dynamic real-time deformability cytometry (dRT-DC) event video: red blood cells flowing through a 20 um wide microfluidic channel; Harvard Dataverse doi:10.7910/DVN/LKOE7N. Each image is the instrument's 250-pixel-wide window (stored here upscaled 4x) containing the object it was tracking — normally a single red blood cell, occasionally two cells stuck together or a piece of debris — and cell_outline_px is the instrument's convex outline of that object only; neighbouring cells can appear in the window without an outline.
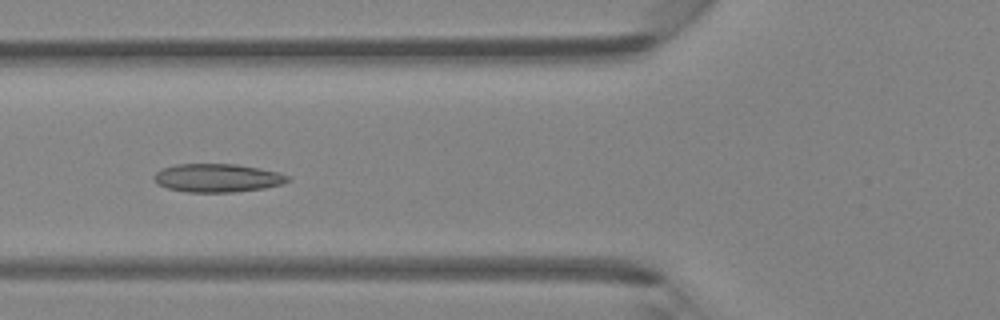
{"species": "Egyptian fruit bat (a non-hibernating species)", "species_latin": "Rousettus aegyptiacus", "temperature_condition": "room temperature", "stored_images_in_passage": 37, "camera_frame_rate_fps": 3000, "um_per_image_px": 0.085, "animal": {"sex": "female"}, "frame": {"image": 1, "passage_image": 9, "time_ms": 2.667, "image_size_px": [1000, 320], "cell_outline_px": [[292, 180], [284, 184], [264, 188], [236, 192], [188, 192], [168, 188], [156, 184], [152, 180], [152, 176], [160, 168], [176, 164], [236, 164], [260, 168], [280, 172], [288, 176]], "centroid_in_image_um": [18.47, 15.12], "position_along_channel_um": 107.3, "area_um2": 22.48}}
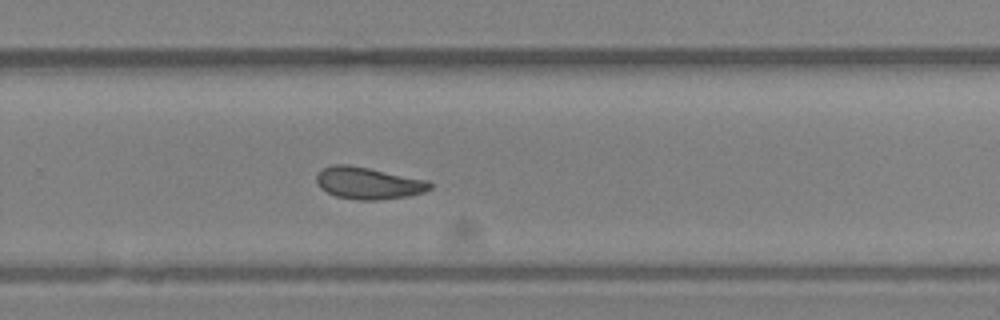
{"frame": {"image": 2, "passage_image": 22, "time_ms": 7.0, "image_size_px": [1000, 320], "cell_outline_px": [[432, 188], [424, 192], [408, 196], [380, 200], [360, 200], [336, 196], [320, 188], [316, 184], [316, 176], [324, 168], [332, 164], [348, 164], [428, 180], [432, 184]], "centroid_in_image_um": [31.31, 15.57], "position_along_channel_um": 298.5, "area_um2": 21.1}}
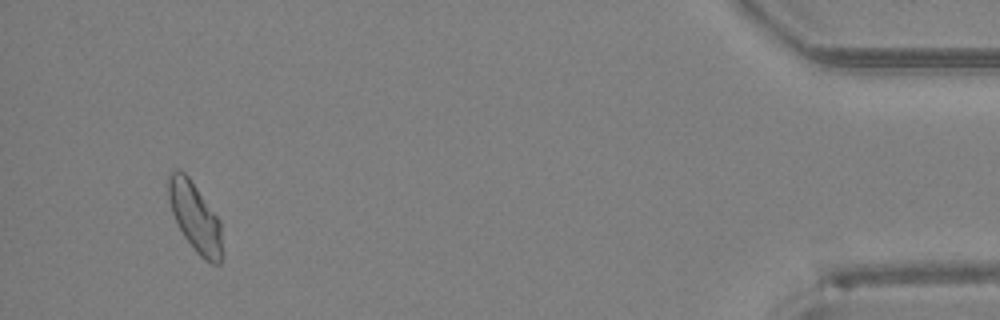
{"frame": {"image": 3, "passage_image": 35, "time_ms": 11.333, "image_size_px": [1000, 320], "cell_outline_px": [[220, 264], [212, 264], [204, 260], [196, 252], [184, 236], [172, 212], [168, 200], [168, 176], [176, 168], [184, 172], [188, 176], [220, 220]], "centroid_in_image_um": [16.55, 18.43], "position_along_channel_um": 418.7, "area_um2": 21.15}}